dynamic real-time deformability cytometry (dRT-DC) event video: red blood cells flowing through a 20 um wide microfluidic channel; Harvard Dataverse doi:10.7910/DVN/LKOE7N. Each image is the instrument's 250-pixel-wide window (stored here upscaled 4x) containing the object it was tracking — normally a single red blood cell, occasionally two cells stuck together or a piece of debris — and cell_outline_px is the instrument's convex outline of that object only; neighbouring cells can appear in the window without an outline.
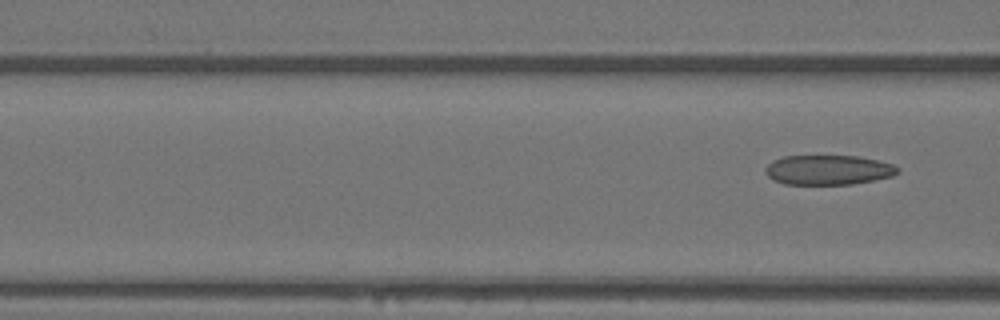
{"species": "Egyptian fruit bat (a non-hibernating species)", "species_latin": "Rousettus aegyptiacus", "temperature_condition": "warm", "stored_images_in_passage": 7, "camera_frame_rate_fps": 3000, "um_per_image_px": 0.085, "animal": {"sex": "female"}, "frame": {"image": 1, "passage_image": 7, "time_ms": 2.0, "image_size_px": [1000, 320], "cell_outline_px": [[900, 172], [892, 176], [852, 184], [784, 184], [768, 176], [764, 172], [764, 168], [772, 160], [784, 156], [856, 156], [876, 160], [892, 164], [900, 168]], "centroid_in_image_um": [70.39, 14.44], "position_along_channel_um": 96.2, "area_um2": 22.83}}